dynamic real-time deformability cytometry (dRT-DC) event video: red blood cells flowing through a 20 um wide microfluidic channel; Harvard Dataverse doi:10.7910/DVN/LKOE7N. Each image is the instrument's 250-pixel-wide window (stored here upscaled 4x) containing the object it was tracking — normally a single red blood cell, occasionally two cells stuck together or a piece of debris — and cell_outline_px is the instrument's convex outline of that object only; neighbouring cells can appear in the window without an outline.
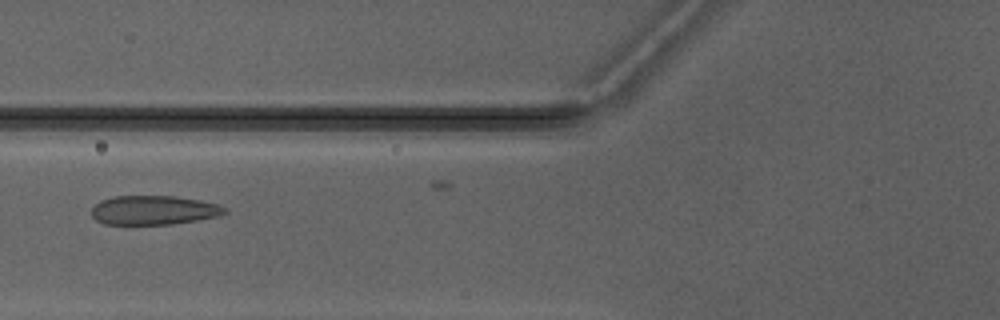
{"species": "Egyptian fruit bat (a non-hibernating species)", "species_latin": "Rousettus aegyptiacus", "temperature_condition": "warm", "stored_images_in_passage": 3, "camera_frame_rate_fps": 3000, "um_per_image_px": 0.085, "animal": {"sex": "male"}, "frame": {"image": 1, "passage_image": 2, "time_ms": 1.0, "image_size_px": [1000, 320], "cell_outline_px": [[228, 212], [220, 216], [172, 224], [104, 224], [96, 220], [92, 216], [92, 208], [100, 200], [116, 196], [176, 196], [200, 200], [216, 204], [228, 208]], "centroid_in_image_um": [13.09, 17.86], "position_along_channel_um": 112.7, "area_um2": 22.66}}